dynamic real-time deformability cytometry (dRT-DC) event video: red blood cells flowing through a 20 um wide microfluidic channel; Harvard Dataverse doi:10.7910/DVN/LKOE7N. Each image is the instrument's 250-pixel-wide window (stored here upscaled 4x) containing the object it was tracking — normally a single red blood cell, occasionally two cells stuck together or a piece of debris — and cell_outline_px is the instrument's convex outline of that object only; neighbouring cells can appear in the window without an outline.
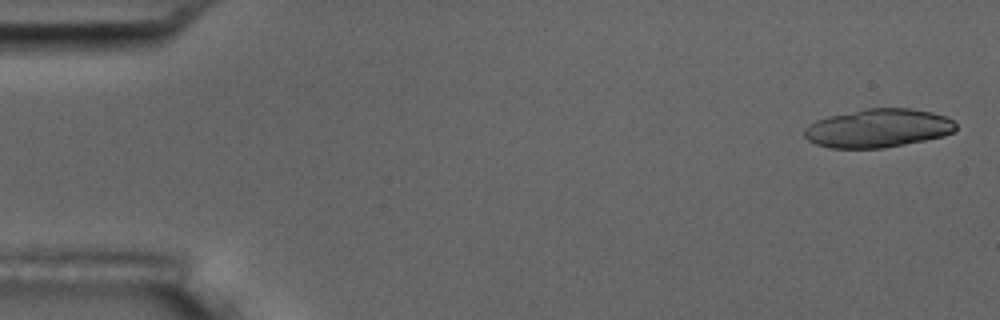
{"species": "common noctule bat (a hibernating species)", "species_latin": "Nyctalus noctula", "temperature_condition": "room temperature", "stored_images_in_passage": 11, "camera_frame_rate_fps": 3000, "um_per_image_px": 0.085, "animal": {"sex": "male", "body_mass_g": 17.5, "forearm_length_mm": 52.3}, "frame": {"image": 1, "passage_image": 1, "time_ms": 0.0, "image_size_px": [1000, 320], "cell_outline_px": [[956, 128], [952, 132], [944, 136], [884, 148], [832, 148], [816, 144], [808, 140], [804, 136], [804, 128], [808, 124], [816, 120], [828, 116], [864, 108], [908, 108], [932, 112], [944, 116], [952, 120], [956, 124]], "centroid_in_image_um": [74.6, 10.89], "position_along_channel_um": 10.4, "area_um2": 34.04}}
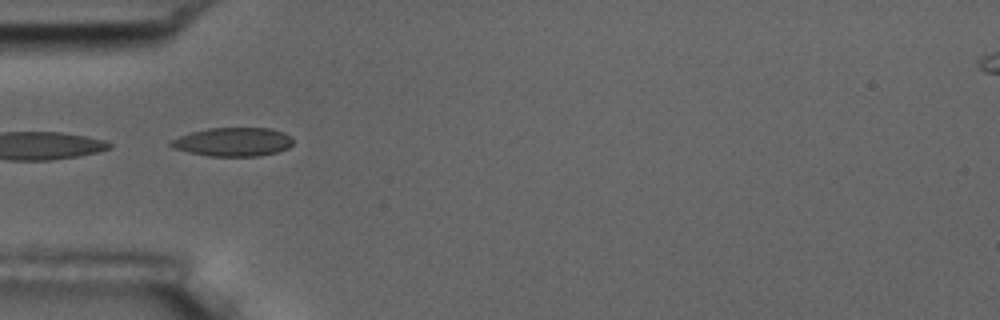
{"frame": {"image": 2, "passage_image": 5, "time_ms": 1.333, "image_size_px": [1000, 320], "cell_outline_px": [[292, 144], [288, 148], [276, 152], [260, 156], [208, 156], [188, 152], [172, 148], [168, 144], [172, 140], [180, 136], [192, 132], [208, 128], [272, 128], [284, 132], [292, 136]], "centroid_in_image_um": [19.82, 12.06], "position_along_channel_um": 65.2, "area_um2": 20.52}}
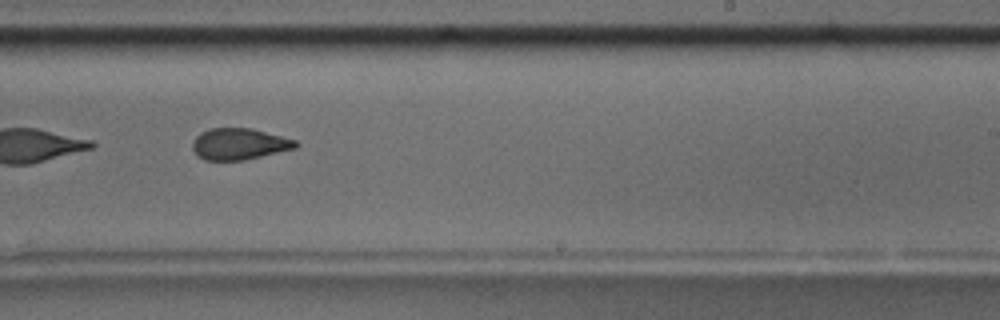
{"frame": {"image": 3, "passage_image": 10, "time_ms": 3.0, "image_size_px": [1000, 320], "cell_outline_px": [[300, 144], [296, 148], [244, 160], [204, 160], [196, 156], [192, 148], [192, 140], [200, 132], [208, 128], [252, 128], [296, 140]], "centroid_in_image_um": [20.3, 12.23], "position_along_channel_um": 268.7, "area_um2": 19.07}}